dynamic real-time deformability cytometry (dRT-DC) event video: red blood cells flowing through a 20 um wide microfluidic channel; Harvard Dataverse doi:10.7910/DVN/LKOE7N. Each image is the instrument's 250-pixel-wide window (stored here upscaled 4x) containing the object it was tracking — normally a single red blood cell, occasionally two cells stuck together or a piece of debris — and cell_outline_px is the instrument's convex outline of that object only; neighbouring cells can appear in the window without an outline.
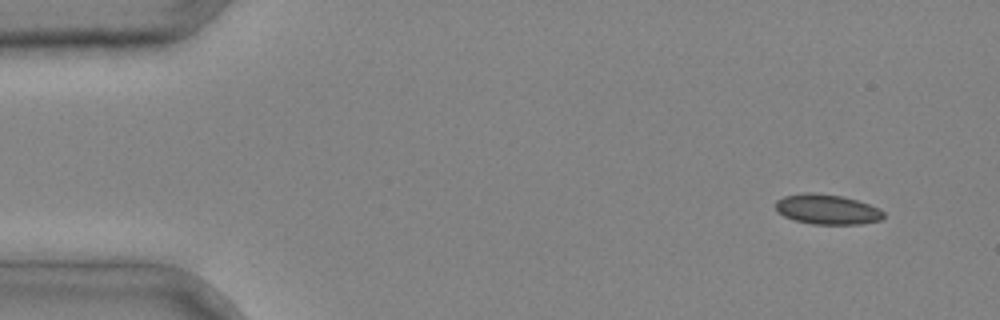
{"species": "common noctule bat (a hibernating species)", "species_latin": "Nyctalus noctula", "temperature_condition": "cold", "stored_images_in_passage": 4, "camera_frame_rate_fps": 3000, "um_per_image_px": 0.085, "animal": {"sex": "male", "body_mass_g": 20.4}, "frame": {"image": 1, "passage_image": 1, "time_ms": 0.0, "image_size_px": [1000, 320], "cell_outline_px": [[884, 216], [880, 220], [860, 224], [812, 224], [796, 220], [784, 216], [776, 212], [776, 200], [784, 196], [804, 192], [816, 192], [840, 196], [856, 200], [880, 208], [884, 212]], "centroid_in_image_um": [70.29, 17.79], "position_along_channel_um": 14.7, "area_um2": 18.9}}
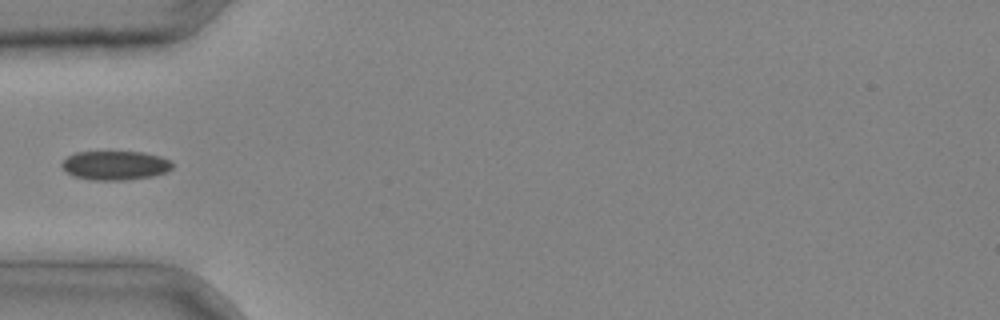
{"frame": {"image": 2, "passage_image": 4, "time_ms": 1.0, "image_size_px": [1000, 320], "cell_outline_px": [[172, 168], [164, 172], [152, 176], [124, 180], [88, 180], [72, 176], [60, 164], [68, 156], [76, 152], [144, 152], [160, 156], [168, 160], [172, 164]], "centroid_in_image_um": [9.76, 14.06], "position_along_channel_um": 75.2, "area_um2": 18.61}}